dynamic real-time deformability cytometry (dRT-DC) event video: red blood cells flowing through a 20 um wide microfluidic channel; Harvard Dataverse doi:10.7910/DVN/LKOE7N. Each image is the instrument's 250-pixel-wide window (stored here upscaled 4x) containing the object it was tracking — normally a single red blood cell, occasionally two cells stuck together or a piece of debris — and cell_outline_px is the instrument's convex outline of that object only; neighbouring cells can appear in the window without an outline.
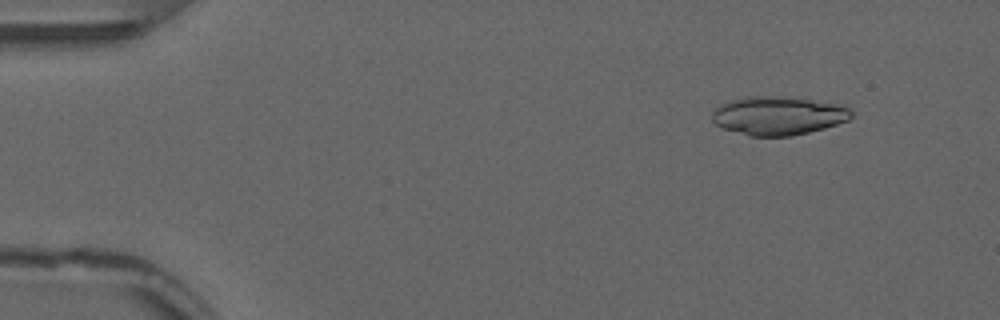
{"species": "common noctule bat (a hibernating species)", "species_latin": "Nyctalus noctula", "temperature_condition": "warm", "stored_images_in_passage": 53, "camera_frame_rate_fps": 3000, "um_per_image_px": 0.085, "animal": {"sex": "male", "forearm_length_mm": 52.5}, "frame": {"image": 1, "passage_image": 6, "time_ms": 1.667, "image_size_px": [1000, 320], "cell_outline_px": [[852, 116], [848, 120], [824, 128], [792, 136], [748, 136], [720, 128], [712, 120], [712, 112], [720, 104], [728, 100], [748, 96], [804, 96], [840, 104], [852, 108]], "centroid_in_image_um": [66.17, 9.8], "position_along_channel_um": 18.8, "area_um2": 32.19}}
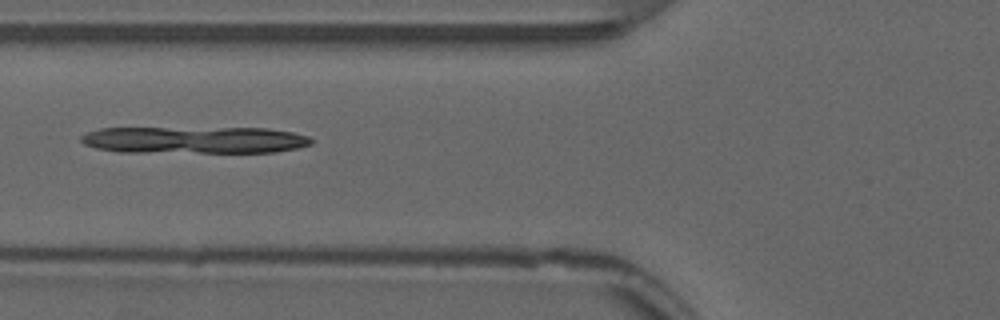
{"frame": {"image": 2, "passage_image": 21, "time_ms": 6.667, "image_size_px": [1000, 320], "cell_outline_px": [[312, 144], [296, 148], [276, 152], [120, 152], [96, 148], [84, 144], [80, 140], [80, 136], [88, 132], [100, 128], [268, 128], [292, 132], [308, 136], [312, 140]], "centroid_in_image_um": [16.52, 11.89], "position_along_channel_um": 109.3, "area_um2": 36.24}}
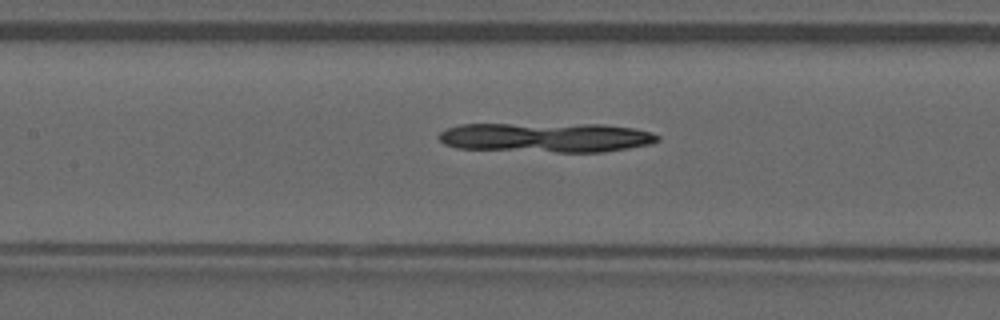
{"frame": {"image": 3, "passage_image": 25, "time_ms": 8.0, "image_size_px": [1000, 320], "cell_outline_px": [[660, 140], [652, 144], [604, 152], [556, 152], [456, 148], [444, 144], [436, 136], [440, 132], [448, 128], [460, 124], [604, 124], [632, 128], [652, 132], [660, 136]], "centroid_in_image_um": [46.44, 11.68], "position_along_channel_um": 161.0, "area_um2": 38.03}}